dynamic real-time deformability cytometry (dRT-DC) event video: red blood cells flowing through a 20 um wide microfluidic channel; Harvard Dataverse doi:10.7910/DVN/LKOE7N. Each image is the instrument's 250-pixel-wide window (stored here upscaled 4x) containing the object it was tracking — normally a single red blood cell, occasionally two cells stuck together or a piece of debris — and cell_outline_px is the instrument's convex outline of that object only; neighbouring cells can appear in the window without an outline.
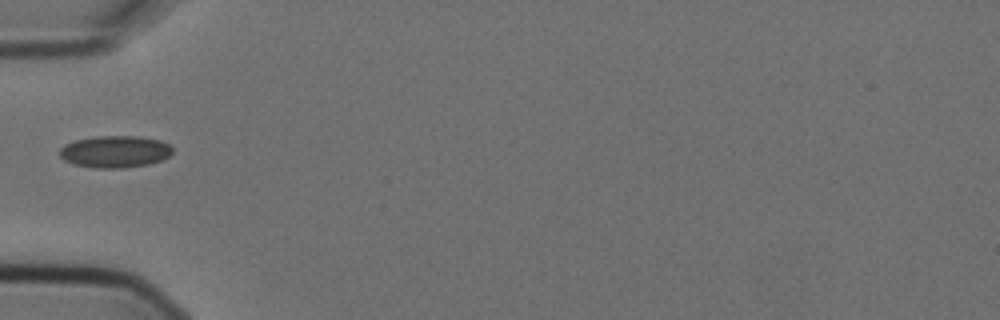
{"species": "Egyptian fruit bat (a non-hibernating species)", "species_latin": "Rousettus aegyptiacus", "temperature_condition": "cold", "stored_images_in_passage": 1, "camera_frame_rate_fps": 3000, "um_per_image_px": 0.085, "animal": {"sex": "female"}, "frame": {"image": 1, "passage_image": 1, "time_ms": 0.0, "image_size_px": [1000, 320], "cell_outline_px": [[172, 152], [168, 156], [160, 160], [148, 164], [120, 168], [92, 168], [72, 164], [64, 160], [60, 156], [60, 148], [64, 144], [76, 140], [96, 136], [140, 136], [160, 140], [168, 144], [172, 148]], "centroid_in_image_um": [9.74, 12.89], "position_along_channel_um": 75.3, "area_um2": 21.04}}